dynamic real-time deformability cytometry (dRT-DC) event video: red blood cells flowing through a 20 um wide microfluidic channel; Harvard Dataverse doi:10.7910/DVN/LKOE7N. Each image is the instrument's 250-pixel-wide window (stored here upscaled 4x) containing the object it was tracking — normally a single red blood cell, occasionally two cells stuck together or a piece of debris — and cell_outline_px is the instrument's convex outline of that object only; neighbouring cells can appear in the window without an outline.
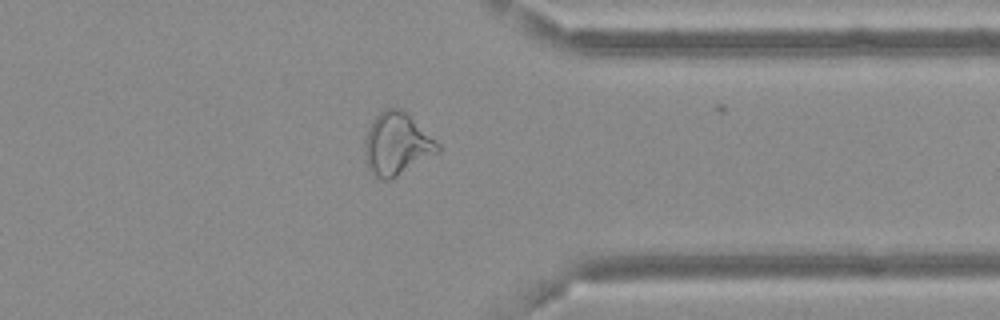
{"species": "Egyptian fruit bat (a non-hibernating species)", "species_latin": "Rousettus aegyptiacus", "temperature_condition": "cold", "stored_images_in_passage": 44, "camera_frame_rate_fps": 3000, "um_per_image_px": 0.085, "frame": {"image": 1, "passage_image": 43, "time_ms": 14.0, "image_size_px": [1000, 320], "cell_outline_px": [[440, 152], [396, 176], [388, 180], [384, 180], [372, 176], [368, 168], [364, 152], [364, 140], [368, 128], [372, 120], [384, 108], [400, 108], [440, 144]], "centroid_in_image_um": [33.69, 12.25], "position_along_channel_um": 377.7, "area_um2": 26.41}}